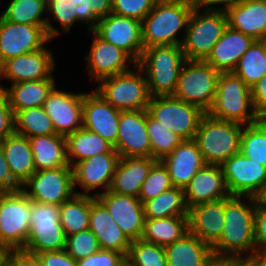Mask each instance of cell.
Instances as JSON below:
<instances>
[{
	"label": "cell",
	"instance_id": "obj_57",
	"mask_svg": "<svg viewBox=\"0 0 266 266\" xmlns=\"http://www.w3.org/2000/svg\"><path fill=\"white\" fill-rule=\"evenodd\" d=\"M247 262L243 258L217 257L214 256L207 266H243Z\"/></svg>",
	"mask_w": 266,
	"mask_h": 266
},
{
	"label": "cell",
	"instance_id": "obj_29",
	"mask_svg": "<svg viewBox=\"0 0 266 266\" xmlns=\"http://www.w3.org/2000/svg\"><path fill=\"white\" fill-rule=\"evenodd\" d=\"M156 161L151 157H120L109 191L138 198L142 183Z\"/></svg>",
	"mask_w": 266,
	"mask_h": 266
},
{
	"label": "cell",
	"instance_id": "obj_63",
	"mask_svg": "<svg viewBox=\"0 0 266 266\" xmlns=\"http://www.w3.org/2000/svg\"><path fill=\"white\" fill-rule=\"evenodd\" d=\"M262 119L266 122V114L262 117Z\"/></svg>",
	"mask_w": 266,
	"mask_h": 266
},
{
	"label": "cell",
	"instance_id": "obj_37",
	"mask_svg": "<svg viewBox=\"0 0 266 266\" xmlns=\"http://www.w3.org/2000/svg\"><path fill=\"white\" fill-rule=\"evenodd\" d=\"M189 233L188 216L145 219L141 239L166 247Z\"/></svg>",
	"mask_w": 266,
	"mask_h": 266
},
{
	"label": "cell",
	"instance_id": "obj_36",
	"mask_svg": "<svg viewBox=\"0 0 266 266\" xmlns=\"http://www.w3.org/2000/svg\"><path fill=\"white\" fill-rule=\"evenodd\" d=\"M47 13L67 33L74 23L88 24V31H93L99 22L94 13H87L86 0H47Z\"/></svg>",
	"mask_w": 266,
	"mask_h": 266
},
{
	"label": "cell",
	"instance_id": "obj_46",
	"mask_svg": "<svg viewBox=\"0 0 266 266\" xmlns=\"http://www.w3.org/2000/svg\"><path fill=\"white\" fill-rule=\"evenodd\" d=\"M99 250L98 239L89 228L66 237L65 251L75 261L95 254Z\"/></svg>",
	"mask_w": 266,
	"mask_h": 266
},
{
	"label": "cell",
	"instance_id": "obj_48",
	"mask_svg": "<svg viewBox=\"0 0 266 266\" xmlns=\"http://www.w3.org/2000/svg\"><path fill=\"white\" fill-rule=\"evenodd\" d=\"M78 262V266H124L126 257L117 251L99 250Z\"/></svg>",
	"mask_w": 266,
	"mask_h": 266
},
{
	"label": "cell",
	"instance_id": "obj_35",
	"mask_svg": "<svg viewBox=\"0 0 266 266\" xmlns=\"http://www.w3.org/2000/svg\"><path fill=\"white\" fill-rule=\"evenodd\" d=\"M67 160L71 167L87 158L103 153H117L114 146L99 134L85 129L76 130L66 137Z\"/></svg>",
	"mask_w": 266,
	"mask_h": 266
},
{
	"label": "cell",
	"instance_id": "obj_2",
	"mask_svg": "<svg viewBox=\"0 0 266 266\" xmlns=\"http://www.w3.org/2000/svg\"><path fill=\"white\" fill-rule=\"evenodd\" d=\"M193 9V5L186 2L157 0L142 21L144 49L162 45L181 46ZM180 32L183 34L181 40L177 36Z\"/></svg>",
	"mask_w": 266,
	"mask_h": 266
},
{
	"label": "cell",
	"instance_id": "obj_11",
	"mask_svg": "<svg viewBox=\"0 0 266 266\" xmlns=\"http://www.w3.org/2000/svg\"><path fill=\"white\" fill-rule=\"evenodd\" d=\"M29 231L30 199L21 189L0 192V241L12 250H22Z\"/></svg>",
	"mask_w": 266,
	"mask_h": 266
},
{
	"label": "cell",
	"instance_id": "obj_17",
	"mask_svg": "<svg viewBox=\"0 0 266 266\" xmlns=\"http://www.w3.org/2000/svg\"><path fill=\"white\" fill-rule=\"evenodd\" d=\"M220 166L231 196L254 197L266 179V167L241 152L234 154Z\"/></svg>",
	"mask_w": 266,
	"mask_h": 266
},
{
	"label": "cell",
	"instance_id": "obj_34",
	"mask_svg": "<svg viewBox=\"0 0 266 266\" xmlns=\"http://www.w3.org/2000/svg\"><path fill=\"white\" fill-rule=\"evenodd\" d=\"M45 12L47 0H10L1 16L14 23L46 26L48 37L54 39L60 31L52 25L51 19L43 17Z\"/></svg>",
	"mask_w": 266,
	"mask_h": 266
},
{
	"label": "cell",
	"instance_id": "obj_31",
	"mask_svg": "<svg viewBox=\"0 0 266 266\" xmlns=\"http://www.w3.org/2000/svg\"><path fill=\"white\" fill-rule=\"evenodd\" d=\"M55 86V79H43L12 83L11 87L7 88L0 85V90L7 96L15 114L28 108L43 106Z\"/></svg>",
	"mask_w": 266,
	"mask_h": 266
},
{
	"label": "cell",
	"instance_id": "obj_1",
	"mask_svg": "<svg viewBox=\"0 0 266 266\" xmlns=\"http://www.w3.org/2000/svg\"><path fill=\"white\" fill-rule=\"evenodd\" d=\"M255 212L256 204L252 196L230 195L225 198L223 232L211 246L214 256L247 260L253 254L256 250Z\"/></svg>",
	"mask_w": 266,
	"mask_h": 266
},
{
	"label": "cell",
	"instance_id": "obj_61",
	"mask_svg": "<svg viewBox=\"0 0 266 266\" xmlns=\"http://www.w3.org/2000/svg\"><path fill=\"white\" fill-rule=\"evenodd\" d=\"M165 1H181V2L189 3L191 5H193V2H194V0H165Z\"/></svg>",
	"mask_w": 266,
	"mask_h": 266
},
{
	"label": "cell",
	"instance_id": "obj_58",
	"mask_svg": "<svg viewBox=\"0 0 266 266\" xmlns=\"http://www.w3.org/2000/svg\"><path fill=\"white\" fill-rule=\"evenodd\" d=\"M247 261L252 266H266V250H255Z\"/></svg>",
	"mask_w": 266,
	"mask_h": 266
},
{
	"label": "cell",
	"instance_id": "obj_10",
	"mask_svg": "<svg viewBox=\"0 0 266 266\" xmlns=\"http://www.w3.org/2000/svg\"><path fill=\"white\" fill-rule=\"evenodd\" d=\"M147 112L183 140H194L200 121L206 114L198 106L173 95L151 97Z\"/></svg>",
	"mask_w": 266,
	"mask_h": 266
},
{
	"label": "cell",
	"instance_id": "obj_8",
	"mask_svg": "<svg viewBox=\"0 0 266 266\" xmlns=\"http://www.w3.org/2000/svg\"><path fill=\"white\" fill-rule=\"evenodd\" d=\"M220 73L204 60H187L180 71L173 96L207 113L215 100Z\"/></svg>",
	"mask_w": 266,
	"mask_h": 266
},
{
	"label": "cell",
	"instance_id": "obj_16",
	"mask_svg": "<svg viewBox=\"0 0 266 266\" xmlns=\"http://www.w3.org/2000/svg\"><path fill=\"white\" fill-rule=\"evenodd\" d=\"M46 46L34 52L19 55L4 61L0 65V79L21 83L43 79H55V57Z\"/></svg>",
	"mask_w": 266,
	"mask_h": 266
},
{
	"label": "cell",
	"instance_id": "obj_40",
	"mask_svg": "<svg viewBox=\"0 0 266 266\" xmlns=\"http://www.w3.org/2000/svg\"><path fill=\"white\" fill-rule=\"evenodd\" d=\"M233 72L252 88L266 74V40H255Z\"/></svg>",
	"mask_w": 266,
	"mask_h": 266
},
{
	"label": "cell",
	"instance_id": "obj_30",
	"mask_svg": "<svg viewBox=\"0 0 266 266\" xmlns=\"http://www.w3.org/2000/svg\"><path fill=\"white\" fill-rule=\"evenodd\" d=\"M164 249L167 266H207L214 257L211 246L191 233Z\"/></svg>",
	"mask_w": 266,
	"mask_h": 266
},
{
	"label": "cell",
	"instance_id": "obj_39",
	"mask_svg": "<svg viewBox=\"0 0 266 266\" xmlns=\"http://www.w3.org/2000/svg\"><path fill=\"white\" fill-rule=\"evenodd\" d=\"M92 195L75 194L60 205V222L67 236L89 228Z\"/></svg>",
	"mask_w": 266,
	"mask_h": 266
},
{
	"label": "cell",
	"instance_id": "obj_26",
	"mask_svg": "<svg viewBox=\"0 0 266 266\" xmlns=\"http://www.w3.org/2000/svg\"><path fill=\"white\" fill-rule=\"evenodd\" d=\"M225 11L229 27L254 40H266V0H238Z\"/></svg>",
	"mask_w": 266,
	"mask_h": 266
},
{
	"label": "cell",
	"instance_id": "obj_50",
	"mask_svg": "<svg viewBox=\"0 0 266 266\" xmlns=\"http://www.w3.org/2000/svg\"><path fill=\"white\" fill-rule=\"evenodd\" d=\"M20 189L21 185L13 178L0 143V192H14Z\"/></svg>",
	"mask_w": 266,
	"mask_h": 266
},
{
	"label": "cell",
	"instance_id": "obj_14",
	"mask_svg": "<svg viewBox=\"0 0 266 266\" xmlns=\"http://www.w3.org/2000/svg\"><path fill=\"white\" fill-rule=\"evenodd\" d=\"M101 39L126 52L136 63L144 50L142 22L110 13L99 19L93 30Z\"/></svg>",
	"mask_w": 266,
	"mask_h": 266
},
{
	"label": "cell",
	"instance_id": "obj_21",
	"mask_svg": "<svg viewBox=\"0 0 266 266\" xmlns=\"http://www.w3.org/2000/svg\"><path fill=\"white\" fill-rule=\"evenodd\" d=\"M130 241L141 239L145 214L142 202L134 196L107 191L96 196Z\"/></svg>",
	"mask_w": 266,
	"mask_h": 266
},
{
	"label": "cell",
	"instance_id": "obj_27",
	"mask_svg": "<svg viewBox=\"0 0 266 266\" xmlns=\"http://www.w3.org/2000/svg\"><path fill=\"white\" fill-rule=\"evenodd\" d=\"M225 198L190 207L188 209L189 233L212 246L224 228Z\"/></svg>",
	"mask_w": 266,
	"mask_h": 266
},
{
	"label": "cell",
	"instance_id": "obj_55",
	"mask_svg": "<svg viewBox=\"0 0 266 266\" xmlns=\"http://www.w3.org/2000/svg\"><path fill=\"white\" fill-rule=\"evenodd\" d=\"M87 13H94L98 18H104L112 13V0H86Z\"/></svg>",
	"mask_w": 266,
	"mask_h": 266
},
{
	"label": "cell",
	"instance_id": "obj_49",
	"mask_svg": "<svg viewBox=\"0 0 266 266\" xmlns=\"http://www.w3.org/2000/svg\"><path fill=\"white\" fill-rule=\"evenodd\" d=\"M14 112L7 96L0 90V143L15 133Z\"/></svg>",
	"mask_w": 266,
	"mask_h": 266
},
{
	"label": "cell",
	"instance_id": "obj_22",
	"mask_svg": "<svg viewBox=\"0 0 266 266\" xmlns=\"http://www.w3.org/2000/svg\"><path fill=\"white\" fill-rule=\"evenodd\" d=\"M120 113V110L106 102L96 91L83 92V127L99 134L113 146L118 137Z\"/></svg>",
	"mask_w": 266,
	"mask_h": 266
},
{
	"label": "cell",
	"instance_id": "obj_33",
	"mask_svg": "<svg viewBox=\"0 0 266 266\" xmlns=\"http://www.w3.org/2000/svg\"><path fill=\"white\" fill-rule=\"evenodd\" d=\"M36 171L70 166L67 160L66 138L59 134L28 138Z\"/></svg>",
	"mask_w": 266,
	"mask_h": 266
},
{
	"label": "cell",
	"instance_id": "obj_3",
	"mask_svg": "<svg viewBox=\"0 0 266 266\" xmlns=\"http://www.w3.org/2000/svg\"><path fill=\"white\" fill-rule=\"evenodd\" d=\"M182 46L162 45L145 48L136 65L145 73L151 97L173 95L183 64Z\"/></svg>",
	"mask_w": 266,
	"mask_h": 266
},
{
	"label": "cell",
	"instance_id": "obj_5",
	"mask_svg": "<svg viewBox=\"0 0 266 266\" xmlns=\"http://www.w3.org/2000/svg\"><path fill=\"white\" fill-rule=\"evenodd\" d=\"M243 125L219 120L206 113L199 124L194 141L204 162L221 165L234 154L240 152V137Z\"/></svg>",
	"mask_w": 266,
	"mask_h": 266
},
{
	"label": "cell",
	"instance_id": "obj_56",
	"mask_svg": "<svg viewBox=\"0 0 266 266\" xmlns=\"http://www.w3.org/2000/svg\"><path fill=\"white\" fill-rule=\"evenodd\" d=\"M238 0H194L193 7L198 9L226 10ZM219 5V8L216 7ZM223 5V6H222Z\"/></svg>",
	"mask_w": 266,
	"mask_h": 266
},
{
	"label": "cell",
	"instance_id": "obj_18",
	"mask_svg": "<svg viewBox=\"0 0 266 266\" xmlns=\"http://www.w3.org/2000/svg\"><path fill=\"white\" fill-rule=\"evenodd\" d=\"M147 109L121 111L114 149L120 157H151Z\"/></svg>",
	"mask_w": 266,
	"mask_h": 266
},
{
	"label": "cell",
	"instance_id": "obj_25",
	"mask_svg": "<svg viewBox=\"0 0 266 266\" xmlns=\"http://www.w3.org/2000/svg\"><path fill=\"white\" fill-rule=\"evenodd\" d=\"M162 163L166 166L173 187L184 189L206 163L194 140H183Z\"/></svg>",
	"mask_w": 266,
	"mask_h": 266
},
{
	"label": "cell",
	"instance_id": "obj_6",
	"mask_svg": "<svg viewBox=\"0 0 266 266\" xmlns=\"http://www.w3.org/2000/svg\"><path fill=\"white\" fill-rule=\"evenodd\" d=\"M194 8L189 18L182 50L186 60H205L228 26L225 10Z\"/></svg>",
	"mask_w": 266,
	"mask_h": 266
},
{
	"label": "cell",
	"instance_id": "obj_32",
	"mask_svg": "<svg viewBox=\"0 0 266 266\" xmlns=\"http://www.w3.org/2000/svg\"><path fill=\"white\" fill-rule=\"evenodd\" d=\"M1 145L13 178L23 185L36 172L28 137L14 133L6 137Z\"/></svg>",
	"mask_w": 266,
	"mask_h": 266
},
{
	"label": "cell",
	"instance_id": "obj_54",
	"mask_svg": "<svg viewBox=\"0 0 266 266\" xmlns=\"http://www.w3.org/2000/svg\"><path fill=\"white\" fill-rule=\"evenodd\" d=\"M10 264L12 266H44L38 255L25 250H13Z\"/></svg>",
	"mask_w": 266,
	"mask_h": 266
},
{
	"label": "cell",
	"instance_id": "obj_45",
	"mask_svg": "<svg viewBox=\"0 0 266 266\" xmlns=\"http://www.w3.org/2000/svg\"><path fill=\"white\" fill-rule=\"evenodd\" d=\"M173 187L166 166L161 160H157L151 167L148 177L142 183L138 196L142 204L157 197L160 193Z\"/></svg>",
	"mask_w": 266,
	"mask_h": 266
},
{
	"label": "cell",
	"instance_id": "obj_51",
	"mask_svg": "<svg viewBox=\"0 0 266 266\" xmlns=\"http://www.w3.org/2000/svg\"><path fill=\"white\" fill-rule=\"evenodd\" d=\"M256 250H266V209L256 205L254 218Z\"/></svg>",
	"mask_w": 266,
	"mask_h": 266
},
{
	"label": "cell",
	"instance_id": "obj_60",
	"mask_svg": "<svg viewBox=\"0 0 266 266\" xmlns=\"http://www.w3.org/2000/svg\"><path fill=\"white\" fill-rule=\"evenodd\" d=\"M255 204L266 209V179L260 190L254 195Z\"/></svg>",
	"mask_w": 266,
	"mask_h": 266
},
{
	"label": "cell",
	"instance_id": "obj_44",
	"mask_svg": "<svg viewBox=\"0 0 266 266\" xmlns=\"http://www.w3.org/2000/svg\"><path fill=\"white\" fill-rule=\"evenodd\" d=\"M126 263L129 266H167L164 247L144 241H131Z\"/></svg>",
	"mask_w": 266,
	"mask_h": 266
},
{
	"label": "cell",
	"instance_id": "obj_19",
	"mask_svg": "<svg viewBox=\"0 0 266 266\" xmlns=\"http://www.w3.org/2000/svg\"><path fill=\"white\" fill-rule=\"evenodd\" d=\"M88 33L93 34V41L86 57V70L93 82L128 72L130 64L135 67L136 62L122 49L104 41L94 31Z\"/></svg>",
	"mask_w": 266,
	"mask_h": 266
},
{
	"label": "cell",
	"instance_id": "obj_62",
	"mask_svg": "<svg viewBox=\"0 0 266 266\" xmlns=\"http://www.w3.org/2000/svg\"><path fill=\"white\" fill-rule=\"evenodd\" d=\"M243 266H252L248 261Z\"/></svg>",
	"mask_w": 266,
	"mask_h": 266
},
{
	"label": "cell",
	"instance_id": "obj_42",
	"mask_svg": "<svg viewBox=\"0 0 266 266\" xmlns=\"http://www.w3.org/2000/svg\"><path fill=\"white\" fill-rule=\"evenodd\" d=\"M240 152L266 167V122L263 119L243 127Z\"/></svg>",
	"mask_w": 266,
	"mask_h": 266
},
{
	"label": "cell",
	"instance_id": "obj_12",
	"mask_svg": "<svg viewBox=\"0 0 266 266\" xmlns=\"http://www.w3.org/2000/svg\"><path fill=\"white\" fill-rule=\"evenodd\" d=\"M75 189L71 166L36 171L21 185L31 201L59 206L76 194Z\"/></svg>",
	"mask_w": 266,
	"mask_h": 266
},
{
	"label": "cell",
	"instance_id": "obj_15",
	"mask_svg": "<svg viewBox=\"0 0 266 266\" xmlns=\"http://www.w3.org/2000/svg\"><path fill=\"white\" fill-rule=\"evenodd\" d=\"M120 155L118 153H103L76 163L73 169L74 187L82 189L75 191L77 195H91L94 197L109 190L114 172L116 171Z\"/></svg>",
	"mask_w": 266,
	"mask_h": 266
},
{
	"label": "cell",
	"instance_id": "obj_7",
	"mask_svg": "<svg viewBox=\"0 0 266 266\" xmlns=\"http://www.w3.org/2000/svg\"><path fill=\"white\" fill-rule=\"evenodd\" d=\"M134 70L99 80L94 89L106 102L120 111L145 110L151 99L142 70Z\"/></svg>",
	"mask_w": 266,
	"mask_h": 266
},
{
	"label": "cell",
	"instance_id": "obj_43",
	"mask_svg": "<svg viewBox=\"0 0 266 266\" xmlns=\"http://www.w3.org/2000/svg\"><path fill=\"white\" fill-rule=\"evenodd\" d=\"M147 133L151 145V158L162 160L169 155L183 139L170 131L147 112Z\"/></svg>",
	"mask_w": 266,
	"mask_h": 266
},
{
	"label": "cell",
	"instance_id": "obj_24",
	"mask_svg": "<svg viewBox=\"0 0 266 266\" xmlns=\"http://www.w3.org/2000/svg\"><path fill=\"white\" fill-rule=\"evenodd\" d=\"M89 229L98 239L101 250L117 251L127 257L131 241L113 220L105 205L94 196L90 205Z\"/></svg>",
	"mask_w": 266,
	"mask_h": 266
},
{
	"label": "cell",
	"instance_id": "obj_4",
	"mask_svg": "<svg viewBox=\"0 0 266 266\" xmlns=\"http://www.w3.org/2000/svg\"><path fill=\"white\" fill-rule=\"evenodd\" d=\"M207 113L215 119L243 126L262 119L254 108L251 88L233 71L220 73L215 100Z\"/></svg>",
	"mask_w": 266,
	"mask_h": 266
},
{
	"label": "cell",
	"instance_id": "obj_47",
	"mask_svg": "<svg viewBox=\"0 0 266 266\" xmlns=\"http://www.w3.org/2000/svg\"><path fill=\"white\" fill-rule=\"evenodd\" d=\"M157 0H112V13L143 21Z\"/></svg>",
	"mask_w": 266,
	"mask_h": 266
},
{
	"label": "cell",
	"instance_id": "obj_13",
	"mask_svg": "<svg viewBox=\"0 0 266 266\" xmlns=\"http://www.w3.org/2000/svg\"><path fill=\"white\" fill-rule=\"evenodd\" d=\"M49 41L46 26L14 23L0 15V65L10 58L40 50Z\"/></svg>",
	"mask_w": 266,
	"mask_h": 266
},
{
	"label": "cell",
	"instance_id": "obj_28",
	"mask_svg": "<svg viewBox=\"0 0 266 266\" xmlns=\"http://www.w3.org/2000/svg\"><path fill=\"white\" fill-rule=\"evenodd\" d=\"M254 41L250 36L227 26L204 61L219 72H231Z\"/></svg>",
	"mask_w": 266,
	"mask_h": 266
},
{
	"label": "cell",
	"instance_id": "obj_9",
	"mask_svg": "<svg viewBox=\"0 0 266 266\" xmlns=\"http://www.w3.org/2000/svg\"><path fill=\"white\" fill-rule=\"evenodd\" d=\"M66 235L60 222V206L30 200V231L23 250L38 254L65 249Z\"/></svg>",
	"mask_w": 266,
	"mask_h": 266
},
{
	"label": "cell",
	"instance_id": "obj_52",
	"mask_svg": "<svg viewBox=\"0 0 266 266\" xmlns=\"http://www.w3.org/2000/svg\"><path fill=\"white\" fill-rule=\"evenodd\" d=\"M44 266H78L65 249L60 251L41 252L37 254Z\"/></svg>",
	"mask_w": 266,
	"mask_h": 266
},
{
	"label": "cell",
	"instance_id": "obj_53",
	"mask_svg": "<svg viewBox=\"0 0 266 266\" xmlns=\"http://www.w3.org/2000/svg\"><path fill=\"white\" fill-rule=\"evenodd\" d=\"M254 108L262 118L266 114V74L251 88Z\"/></svg>",
	"mask_w": 266,
	"mask_h": 266
},
{
	"label": "cell",
	"instance_id": "obj_23",
	"mask_svg": "<svg viewBox=\"0 0 266 266\" xmlns=\"http://www.w3.org/2000/svg\"><path fill=\"white\" fill-rule=\"evenodd\" d=\"M188 208L230 196L220 165L205 164L184 188Z\"/></svg>",
	"mask_w": 266,
	"mask_h": 266
},
{
	"label": "cell",
	"instance_id": "obj_41",
	"mask_svg": "<svg viewBox=\"0 0 266 266\" xmlns=\"http://www.w3.org/2000/svg\"><path fill=\"white\" fill-rule=\"evenodd\" d=\"M15 133L28 138L56 134L52 120L43 106L28 108L14 114Z\"/></svg>",
	"mask_w": 266,
	"mask_h": 266
},
{
	"label": "cell",
	"instance_id": "obj_59",
	"mask_svg": "<svg viewBox=\"0 0 266 266\" xmlns=\"http://www.w3.org/2000/svg\"><path fill=\"white\" fill-rule=\"evenodd\" d=\"M12 253L13 250L0 241V266H8L10 264Z\"/></svg>",
	"mask_w": 266,
	"mask_h": 266
},
{
	"label": "cell",
	"instance_id": "obj_38",
	"mask_svg": "<svg viewBox=\"0 0 266 266\" xmlns=\"http://www.w3.org/2000/svg\"><path fill=\"white\" fill-rule=\"evenodd\" d=\"M145 218L159 219L174 216H188L184 189L172 187L157 197L143 203Z\"/></svg>",
	"mask_w": 266,
	"mask_h": 266
},
{
	"label": "cell",
	"instance_id": "obj_20",
	"mask_svg": "<svg viewBox=\"0 0 266 266\" xmlns=\"http://www.w3.org/2000/svg\"><path fill=\"white\" fill-rule=\"evenodd\" d=\"M82 92H67L56 89L49 93L43 108L52 120L56 134L67 136L83 127Z\"/></svg>",
	"mask_w": 266,
	"mask_h": 266
}]
</instances>
